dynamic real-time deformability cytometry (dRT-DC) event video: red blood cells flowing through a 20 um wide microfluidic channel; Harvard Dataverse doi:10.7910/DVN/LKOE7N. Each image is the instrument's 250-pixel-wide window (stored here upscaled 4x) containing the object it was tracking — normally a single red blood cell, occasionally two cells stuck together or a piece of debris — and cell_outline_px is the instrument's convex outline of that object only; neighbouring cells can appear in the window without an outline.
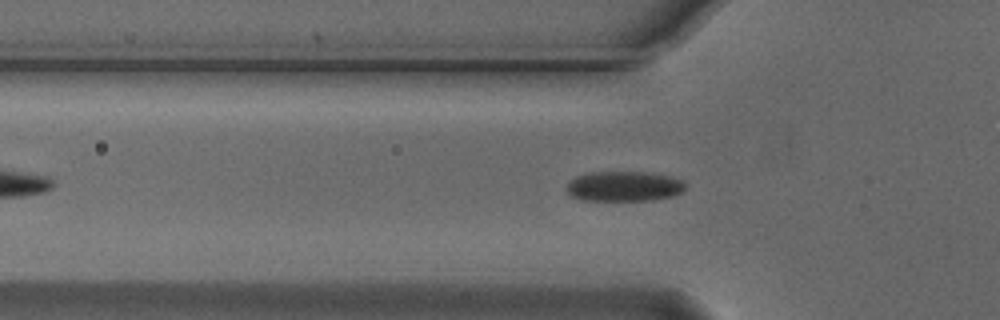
{"species": "Egyptian fruit bat (a non-hibernating species)", "species_latin": "Rousettus aegyptiacus", "temperature_condition": "cold", "stored_images_in_passage": 51, "camera_frame_rate_fps": 3000, "um_per_image_px": 0.085, "animal": {"sex": "male"}, "frame": {"image": 1, "passage_image": 13, "time_ms": 4.0, "image_size_px": [1000, 320], "cell_outline_px": [[684, 188], [680, 192], [672, 196], [648, 200], [580, 200], [572, 196], [568, 192], [568, 184], [576, 176], [592, 172], [652, 172], [684, 180]], "centroid_in_image_um": [53.05, 15.83], "position_along_channel_um": 72.8, "area_um2": 20.58}}
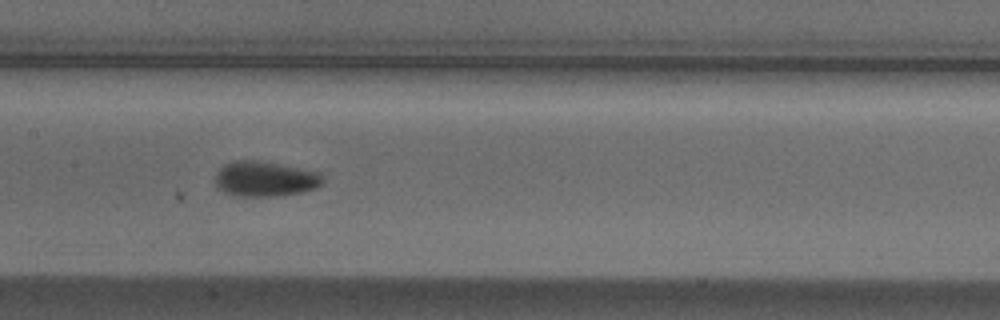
{"frame": {"image": 2, "passage_image": 22, "time_ms": 7.0, "image_size_px": [1000, 320], "cell_outline_px": [[324, 184], [316, 188], [304, 192], [276, 196], [240, 196], [224, 192], [216, 188], [216, 172], [224, 164], [236, 160], [256, 160], [320, 172], [324, 180]], "centroid_in_image_um": [22.54, 15.21], "position_along_channel_um": 184.9, "area_um2": 22.14}}
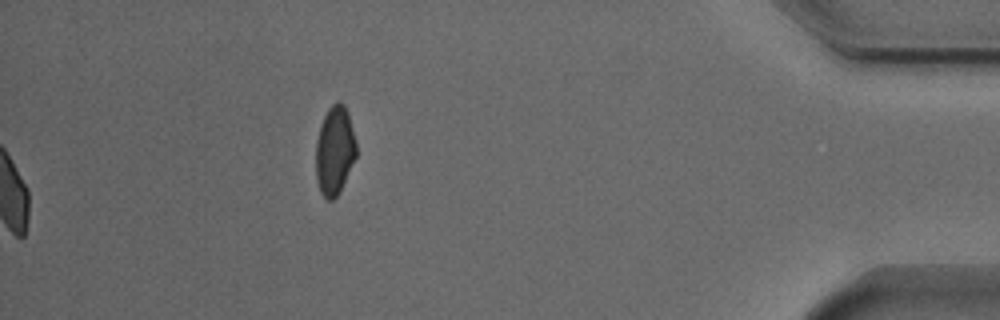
{"frame": {"image": 3, "passage_image": 51, "time_ms": 16.667, "image_size_px": [1000, 320], "cell_outline_px": [[356, 156], [340, 192], [332, 200], [328, 200], [320, 192], [316, 180], [316, 140], [324, 116], [328, 108], [336, 100], [340, 100], [344, 104], [348, 112], [356, 140]], "centroid_in_image_um": [28.45, 12.77], "position_along_channel_um": 406.8, "area_um2": 21.04}, "authors_computed_cell_mechanics": {"area_um2": 20.5768, "velocity_mm_per_s": 3.7216, "shape_relaxation_time_tau1_ms": 2.7897, "shape_relaxation_time_tau2_ms": 1.9608, "deformation_change_tau1": 0.0965, "deformation_change_tau2": 0.0477}}